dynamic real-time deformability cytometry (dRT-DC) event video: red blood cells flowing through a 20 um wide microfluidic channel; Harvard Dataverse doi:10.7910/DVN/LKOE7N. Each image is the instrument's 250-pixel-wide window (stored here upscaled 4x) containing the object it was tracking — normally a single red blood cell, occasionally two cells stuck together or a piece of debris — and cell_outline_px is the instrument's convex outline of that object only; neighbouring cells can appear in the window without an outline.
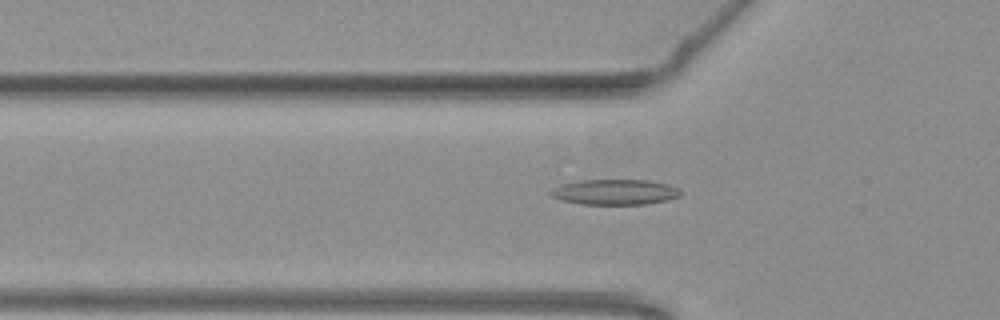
{"species": "common noctule bat (a hibernating species)", "species_latin": "Nyctalus noctula", "temperature_condition": "warm", "stored_images_in_passage": 34, "camera_frame_rate_fps": 3000, "um_per_image_px": 0.085, "animal": {"sex": "female", "body_mass_g": 19.3, "forearm_length_mm": 54.1}, "frame": {"image": 1, "passage_image": 3, "time_ms": 0.667, "image_size_px": [1000, 320], "cell_outline_px": [[680, 196], [668, 200], [644, 204], [580, 204], [564, 200], [552, 196], [548, 192], [552, 188], [564, 184], [580, 180], [648, 180], [668, 184], [680, 188]], "centroid_in_image_um": [52.3, 16.32], "position_along_channel_um": 73.5, "area_um2": 19.13}}
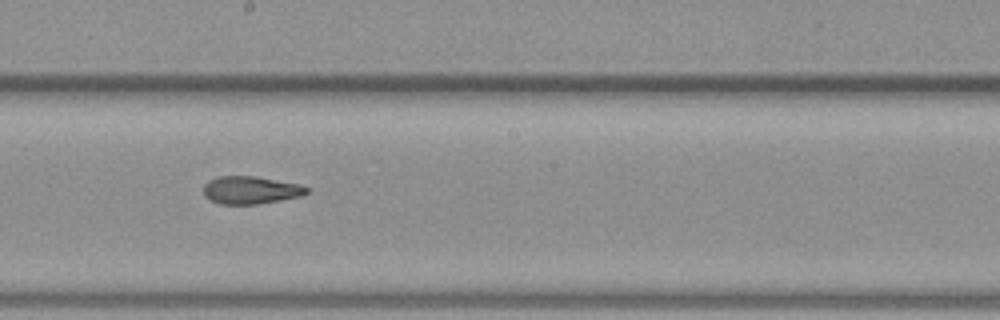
{"frame": {"image": 2, "passage_image": 15, "time_ms": 4.667, "image_size_px": [1000, 320], "cell_outline_px": [[308, 192], [300, 196], [280, 200], [256, 204], [220, 204], [208, 200], [204, 196], [204, 184], [208, 180], [216, 176], [256, 176], [300, 184], [308, 188]], "centroid_in_image_um": [21.26, 16.15], "position_along_channel_um": 226.9, "area_um2": 16.76}}
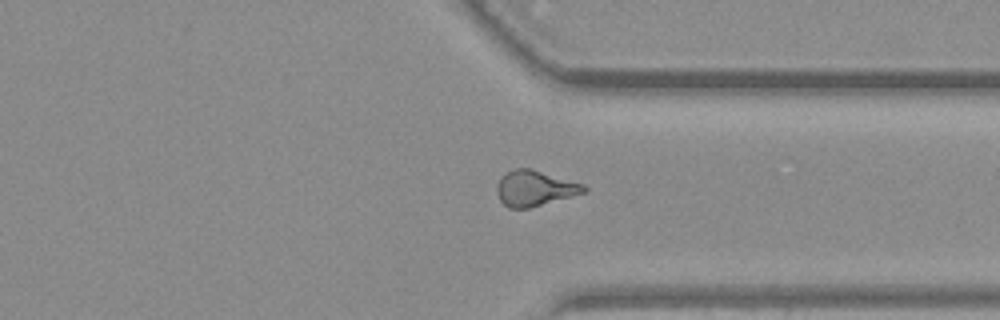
{"frame": {"image": 3, "passage_image": 26, "time_ms": 8.333, "image_size_px": [1000, 320], "cell_outline_px": [[588, 188], [584, 192], [528, 208], [508, 208], [500, 200], [496, 192], [496, 188], [500, 180], [508, 172], [516, 168], [528, 168], [584, 184]], "centroid_in_image_um": [45.43, 16.01], "position_along_channel_um": 366.0, "area_um2": 17.46}}